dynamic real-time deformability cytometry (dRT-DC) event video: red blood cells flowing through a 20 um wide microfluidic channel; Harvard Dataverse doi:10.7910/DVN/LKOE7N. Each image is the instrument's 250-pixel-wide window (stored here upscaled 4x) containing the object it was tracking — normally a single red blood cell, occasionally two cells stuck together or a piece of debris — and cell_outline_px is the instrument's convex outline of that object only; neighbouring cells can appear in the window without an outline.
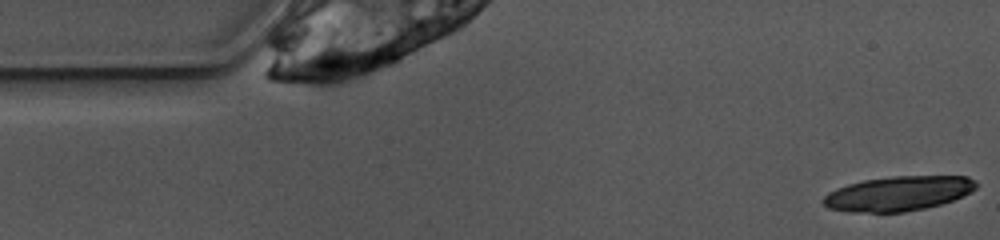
{"species": "common noctule bat (a hibernating species)", "species_latin": "Nyctalus noctula", "temperature_condition": "warm", "stored_images_in_passage": 5, "camera_frame_rate_fps": 3000, "um_per_image_px": 0.085, "animal": {"sex": "female", "body_mass_g": 10.0, "forearm_length_mm": 53.1}, "frame": {"image": 1, "passage_image": 1, "time_ms": 0.0, "image_size_px": [1000, 240], "cell_outline_px": [[976, 188], [952, 200], [940, 204], [924, 208], [904, 212], [848, 212], [828, 208], [820, 200], [828, 192], [836, 188], [848, 184], [864, 180], [892, 176], [968, 176], [976, 180]], "centroid_in_image_um": [76.3, 16.44], "position_along_channel_um": 8.7, "area_um2": 30.81}}